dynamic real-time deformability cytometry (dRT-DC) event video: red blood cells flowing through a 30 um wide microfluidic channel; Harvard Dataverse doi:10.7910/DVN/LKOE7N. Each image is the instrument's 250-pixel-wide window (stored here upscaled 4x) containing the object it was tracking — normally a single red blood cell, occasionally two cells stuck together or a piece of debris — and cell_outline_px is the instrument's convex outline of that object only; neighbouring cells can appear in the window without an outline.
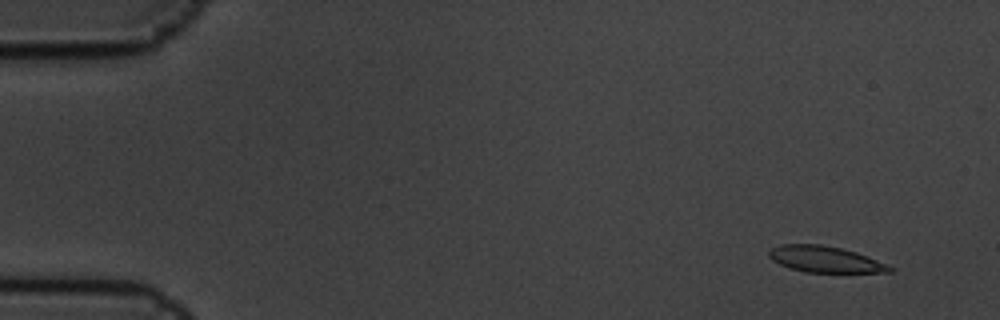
{"species": "common noctule bat (a hibernating species)", "species_latin": "Nyctalus noctula", "temperature_condition": "cold", "stored_images_in_passage": 6, "camera_frame_rate_fps": 3000, "um_per_image_px": 0.085, "animal": {"sex": "male", "body_mass_g": 19.5, "forearm_length_mm": 54.6}, "frame": {"image": 1, "passage_image": 1, "time_ms": 0.0, "image_size_px": [1000, 320], "cell_outline_px": [[896, 268], [892, 272], [804, 272], [788, 268], [772, 260], [768, 256], [768, 252], [772, 248], [780, 244], [820, 244], [840, 248], [856, 252], [888, 264]], "centroid_in_image_um": [70.13, 22.04], "position_along_channel_um": 14.9, "area_um2": 18.5}}